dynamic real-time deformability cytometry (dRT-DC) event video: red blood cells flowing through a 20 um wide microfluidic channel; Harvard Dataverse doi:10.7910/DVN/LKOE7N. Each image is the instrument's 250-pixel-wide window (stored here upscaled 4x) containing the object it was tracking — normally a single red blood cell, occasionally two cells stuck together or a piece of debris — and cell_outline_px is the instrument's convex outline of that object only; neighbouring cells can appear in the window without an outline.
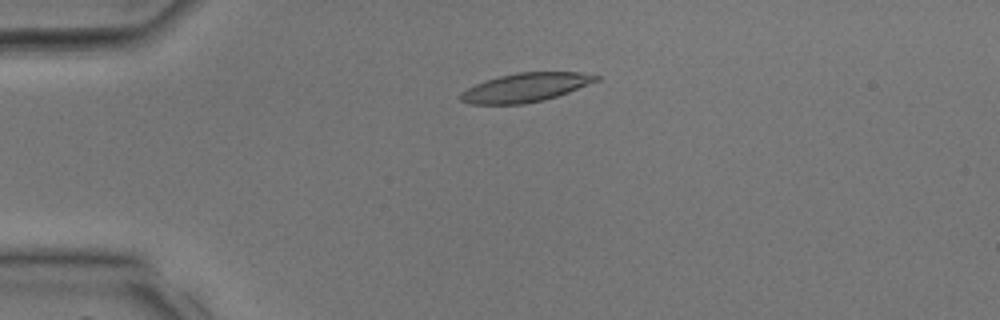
{"species": "common noctule bat (a hibernating species)", "species_latin": "Nyctalus noctula", "temperature_condition": "room temperature", "stored_images_in_passage": 14, "camera_frame_rate_fps": 3000, "um_per_image_px": 0.085, "animal": {"sex": "male", "body_mass_g": 17.9, "forearm_length_mm": 54.2}, "frame": {"image": 1, "passage_image": 9, "time_ms": 2.667, "image_size_px": [1000, 320], "cell_outline_px": [[600, 80], [568, 92], [544, 100], [524, 104], [472, 104], [460, 100], [456, 96], [460, 92], [484, 80], [516, 72], [580, 72], [600, 76]], "centroid_in_image_um": [44.64, 7.43], "position_along_channel_um": 40.4, "area_um2": 22.83}}